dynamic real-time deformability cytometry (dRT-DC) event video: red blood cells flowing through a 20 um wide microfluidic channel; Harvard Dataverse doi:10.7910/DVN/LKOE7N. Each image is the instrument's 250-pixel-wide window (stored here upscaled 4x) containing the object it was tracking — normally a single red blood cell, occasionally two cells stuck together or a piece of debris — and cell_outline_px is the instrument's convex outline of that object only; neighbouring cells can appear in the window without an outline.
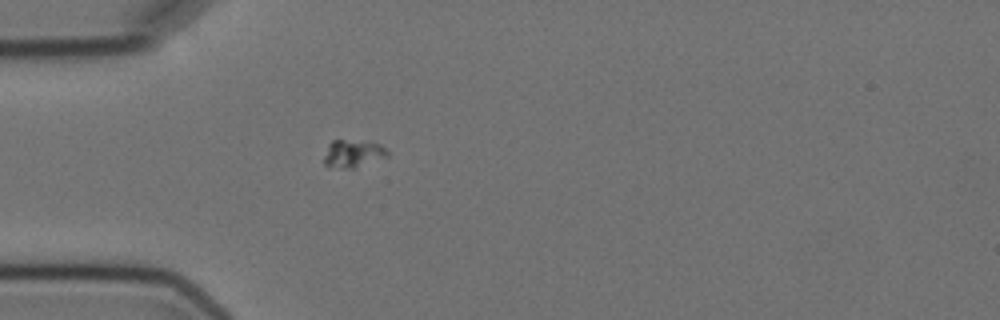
{"species": "Egyptian fruit bat (a non-hibernating species)", "species_latin": "Rousettus aegyptiacus", "temperature_condition": "cold", "stored_images_in_passage": 5, "camera_frame_rate_fps": 3000, "um_per_image_px": 0.085, "animal": {"sex": "female"}, "frame": {"image": 1, "passage_image": 5, "time_ms": 5.333, "image_size_px": [1000, 320], "cell_outline_px": [[388, 156], [356, 168], [328, 168], [324, 164], [324, 156], [328, 144], [332, 140], [344, 140], [380, 144], [388, 152]], "centroid_in_image_um": [29.95, 13.09], "position_along_channel_um": 55.0, "area_um2": 10.17}}